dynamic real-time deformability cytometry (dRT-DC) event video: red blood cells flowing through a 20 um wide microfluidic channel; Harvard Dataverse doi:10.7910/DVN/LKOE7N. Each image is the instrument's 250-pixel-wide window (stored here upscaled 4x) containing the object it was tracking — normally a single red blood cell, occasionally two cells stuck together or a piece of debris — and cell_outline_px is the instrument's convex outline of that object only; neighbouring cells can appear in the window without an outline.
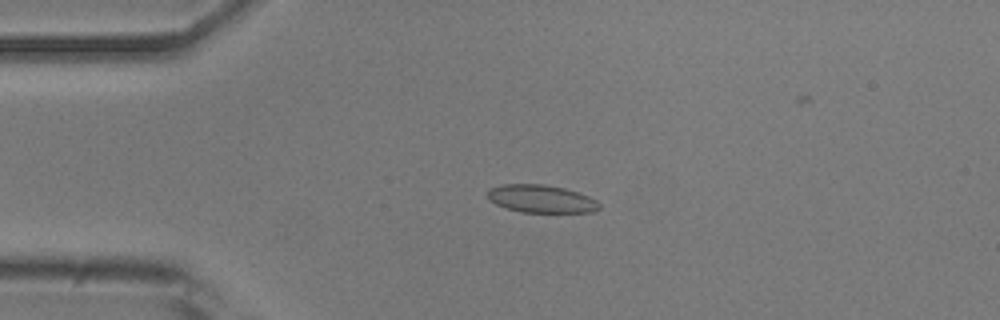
{"species": "common noctule bat (a hibernating species)", "species_latin": "Nyctalus noctula", "temperature_condition": "room temperature", "stored_images_in_passage": 53, "camera_frame_rate_fps": 3000, "um_per_image_px": 0.085, "animal": {"sex": "male", "body_mass_g": 20.5, "forearm_length_mm": 52.5}, "frame": {"image": 1, "passage_image": 12, "time_ms": 3.667, "image_size_px": [1000, 320], "cell_outline_px": [[600, 208], [592, 212], [520, 212], [496, 204], [488, 200], [488, 192], [492, 188], [504, 184], [544, 184], [564, 188], [588, 196], [596, 200], [600, 204]], "centroid_in_image_um": [46.01, 16.9], "position_along_channel_um": 39.0, "area_um2": 17.92}}
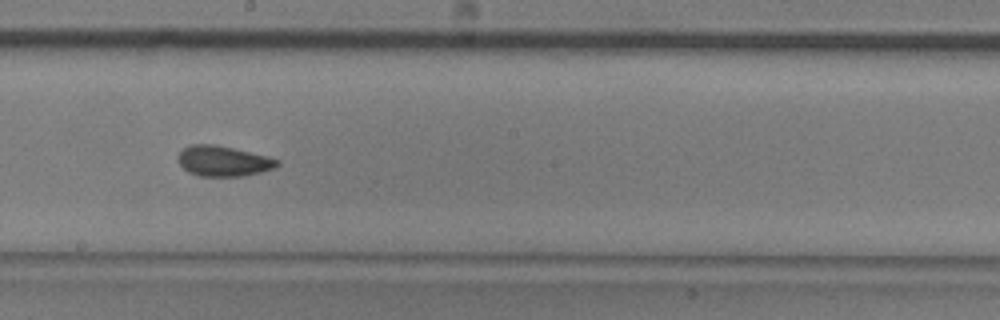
{"frame": {"image": 2, "passage_image": 29, "time_ms": 9.333, "image_size_px": [1000, 320], "cell_outline_px": [[280, 164], [276, 168], [244, 176], [200, 176], [188, 172], [180, 164], [180, 152], [188, 144], [212, 144], [232, 148], [268, 156], [280, 160]], "centroid_in_image_um": [19.03, 13.69], "position_along_channel_um": 229.2, "area_um2": 17.46}}
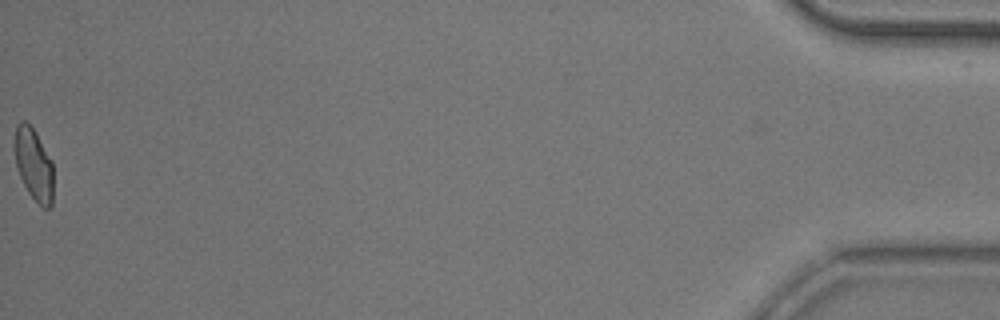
{"frame": {"image": 3, "passage_image": 53, "time_ms": 17.333, "image_size_px": [1000, 320], "cell_outline_px": [[52, 204], [48, 208], [44, 208], [28, 192], [16, 168], [16, 124], [20, 120], [24, 120], [36, 132], [52, 160]], "centroid_in_image_um": [2.88, 13.96], "position_along_channel_um": 432.3, "area_um2": 15.9}, "authors_computed_cell_mechanics": {"area_um2": 17.4556, "velocity_mm_per_s": 3.821, "shape_relaxation_time_tau1_ms": 6.7911, "shape_relaxation_time_tau2_ms": 1.9267, "deformation_change_tau1": 0.1189, "deformation_change_tau2": 0.062}}